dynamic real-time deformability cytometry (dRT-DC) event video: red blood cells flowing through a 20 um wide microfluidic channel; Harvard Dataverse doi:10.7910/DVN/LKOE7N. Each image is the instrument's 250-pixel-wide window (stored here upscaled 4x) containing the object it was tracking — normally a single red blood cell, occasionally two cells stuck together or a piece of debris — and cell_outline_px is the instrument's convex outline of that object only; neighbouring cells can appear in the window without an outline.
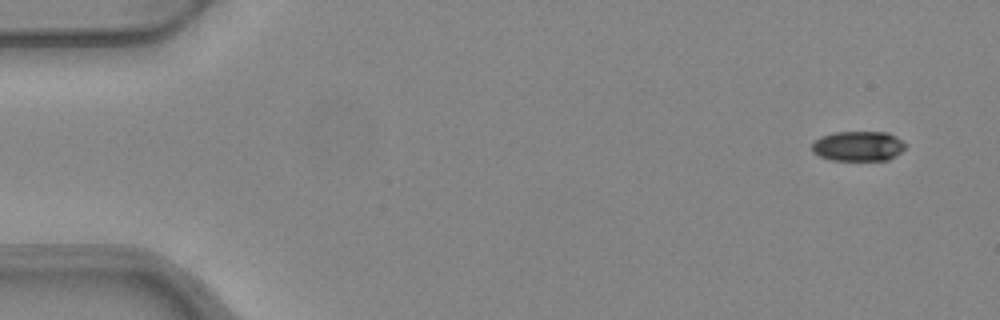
{"species": "common noctule bat (a hibernating species)", "species_latin": "Nyctalus noctula", "temperature_condition": "warm", "stored_images_in_passage": 6, "camera_frame_rate_fps": 3000, "um_per_image_px": 0.085, "animal": {"sex": "female", "body_mass_g": 24.6, "forearm_length_mm": 56.2}, "frame": {"image": 1, "passage_image": 1, "time_ms": 0.0, "image_size_px": [1000, 320], "cell_outline_px": [[908, 144], [896, 156], [888, 160], [832, 160], [820, 156], [812, 152], [812, 144], [820, 136], [836, 132], [888, 132], [896, 136]], "centroid_in_image_um": [72.97, 12.41], "position_along_channel_um": 12.0, "area_um2": 16.42}}
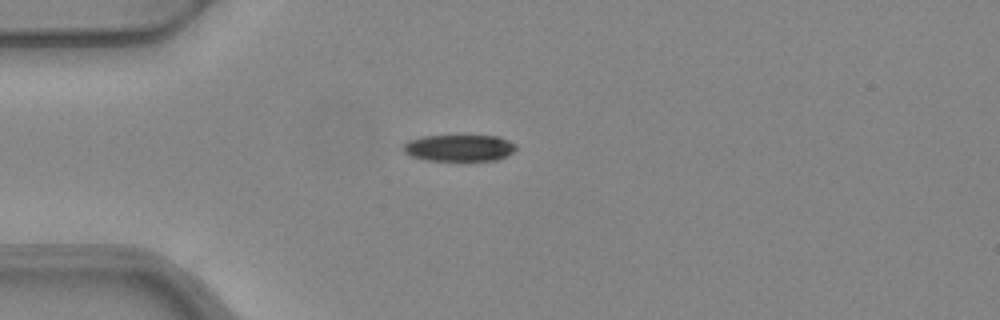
{"frame": {"image": 2, "passage_image": 4, "time_ms": 1.0, "image_size_px": [1000, 320], "cell_outline_px": [[516, 148], [512, 152], [496, 160], [428, 160], [412, 156], [404, 152], [400, 148], [408, 140], [424, 136], [500, 136], [516, 144]], "centroid_in_image_um": [39.01, 12.56], "position_along_channel_um": 46.0, "area_um2": 17.34}}
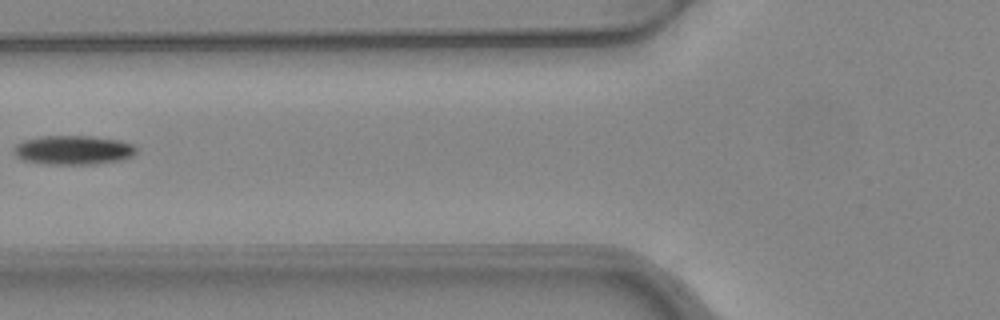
{"frame": {"image": 3, "passage_image": 6, "time_ms": 1.667, "image_size_px": [1000, 320], "cell_outline_px": [[136, 152], [132, 156], [120, 160], [92, 164], [48, 164], [24, 160], [16, 156], [12, 152], [12, 148], [16, 144], [24, 140], [44, 136], [92, 136], [120, 140], [132, 144], [136, 148]], "centroid_in_image_um": [6.21, 12.75], "position_along_channel_um": 119.6, "area_um2": 20.75}}